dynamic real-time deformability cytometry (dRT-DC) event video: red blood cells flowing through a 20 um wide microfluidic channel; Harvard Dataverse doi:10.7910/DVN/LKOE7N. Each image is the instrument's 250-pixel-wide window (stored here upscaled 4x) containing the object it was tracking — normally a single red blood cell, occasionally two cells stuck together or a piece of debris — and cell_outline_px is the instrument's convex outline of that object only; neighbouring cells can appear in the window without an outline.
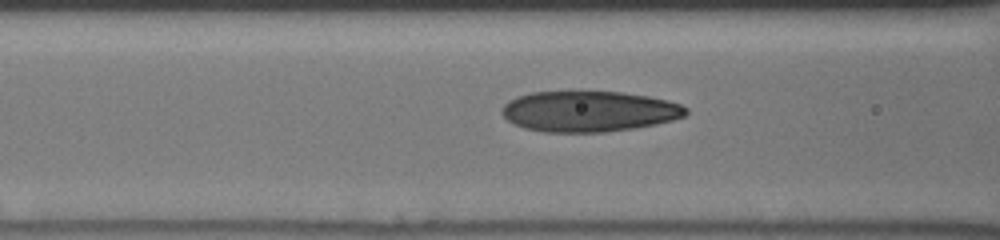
{"species": "human", "species_latin": "Homo sapiens", "temperature_condition": "cold", "stored_images_in_passage": 8, "camera_frame_rate_fps": 3000, "um_per_image_px": 0.085, "donor": {"sex": "male"}, "frame": {"image": 1, "passage_image": 6, "time_ms": 1.667, "image_size_px": [1000, 240], "cell_outline_px": [[688, 112], [684, 116], [672, 120], [656, 124], [636, 128], [604, 132], [544, 132], [524, 128], [512, 124], [500, 112], [500, 108], [508, 100], [516, 96], [532, 92], [620, 92], [648, 96], [668, 100], [680, 104], [688, 108]], "centroid_in_image_um": [50.03, 9.47], "position_along_channel_um": 116.6, "area_um2": 43.87}}